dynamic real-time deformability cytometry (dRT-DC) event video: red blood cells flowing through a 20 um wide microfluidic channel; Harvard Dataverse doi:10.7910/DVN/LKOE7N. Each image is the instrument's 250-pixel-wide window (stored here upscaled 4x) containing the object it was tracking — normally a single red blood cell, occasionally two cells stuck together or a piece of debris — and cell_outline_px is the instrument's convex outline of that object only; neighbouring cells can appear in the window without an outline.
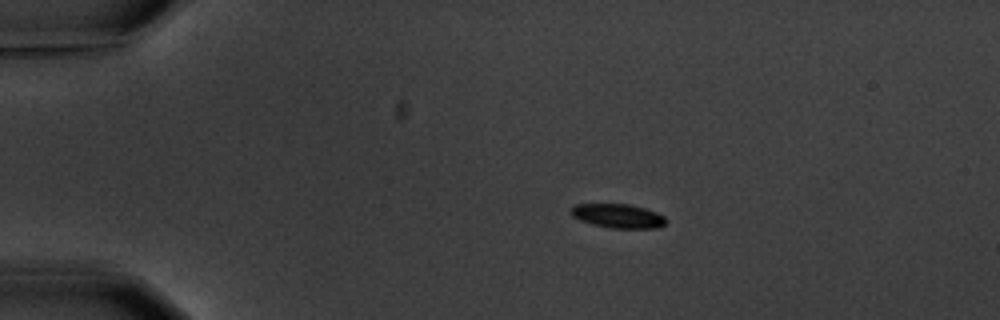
{"species": "common noctule bat (a hibernating species)", "species_latin": "Nyctalus noctula", "temperature_condition": "warm", "stored_images_in_passage": 7, "camera_frame_rate_fps": 3000, "um_per_image_px": 0.085, "animal": {"sex": "male", "body_mass_g": 20.1, "forearm_length_mm": 53.5}, "frame": {"image": 1, "passage_image": 1, "time_ms": 0.0, "image_size_px": [1000, 320], "cell_outline_px": [[668, 220], [660, 228], [612, 228], [592, 224], [580, 220], [572, 216], [568, 212], [576, 204], [628, 204], [644, 208], [656, 212], [664, 216]], "centroid_in_image_um": [52.54, 18.36], "position_along_channel_um": 32.5, "area_um2": 13.35}}
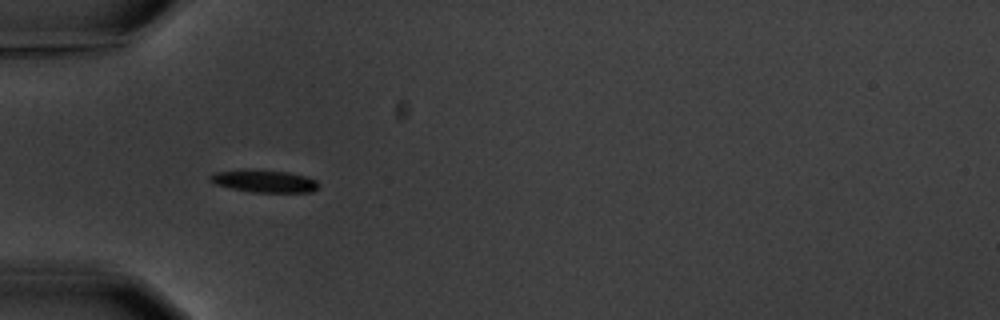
{"frame": {"image": 2, "passage_image": 3, "time_ms": 2.333, "image_size_px": [1000, 320], "cell_outline_px": [[320, 184], [312, 192], [252, 192], [232, 188], [216, 184], [208, 176], [212, 172], [244, 168], [288, 172], [308, 176], [316, 180]], "centroid_in_image_um": [22.45, 15.37], "position_along_channel_um": 62.5, "area_um2": 14.39}}
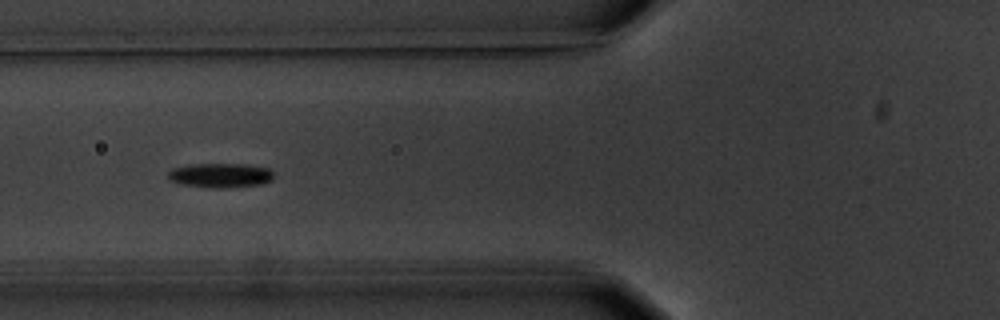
{"frame": {"image": 3, "passage_image": 4, "time_ms": 3.667, "image_size_px": [1000, 320], "cell_outline_px": [[272, 180], [260, 184], [228, 188], [212, 188], [184, 184], [168, 180], [168, 172], [172, 168], [196, 164], [248, 164], [268, 168], [272, 172]], "centroid_in_image_um": [18.73, 14.9], "position_along_channel_um": 107.1, "area_um2": 14.97}}